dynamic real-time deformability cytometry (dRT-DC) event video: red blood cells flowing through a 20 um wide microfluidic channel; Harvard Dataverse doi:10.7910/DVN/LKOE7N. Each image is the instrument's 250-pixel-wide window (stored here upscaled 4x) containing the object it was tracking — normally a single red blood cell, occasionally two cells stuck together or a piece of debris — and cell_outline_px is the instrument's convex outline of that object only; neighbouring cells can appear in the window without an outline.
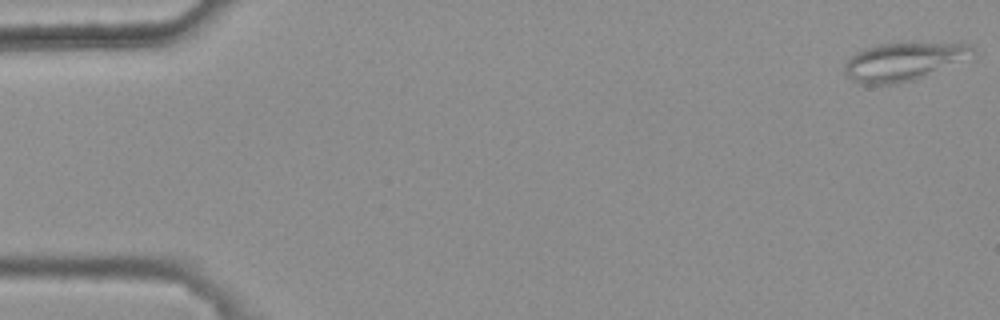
{"species": "common noctule bat (a hibernating species)", "species_latin": "Nyctalus noctula", "temperature_condition": "warm", "stored_images_in_passage": 4, "camera_frame_rate_fps": 3000, "um_per_image_px": 0.085, "animal": {"sex": "female", "body_mass_g": 25.1}, "frame": {"image": 1, "passage_image": 1, "time_ms": 0.0, "image_size_px": [1000, 320], "cell_outline_px": [[976, 48], [924, 76], [916, 80], [900, 84], [860, 84], [852, 80], [844, 72], [844, 64], [856, 52], [864, 48], [880, 44], [908, 40], [960, 40], [972, 44]], "centroid_in_image_um": [76.74, 5.14], "position_along_channel_um": 8.3, "area_um2": 28.96}}